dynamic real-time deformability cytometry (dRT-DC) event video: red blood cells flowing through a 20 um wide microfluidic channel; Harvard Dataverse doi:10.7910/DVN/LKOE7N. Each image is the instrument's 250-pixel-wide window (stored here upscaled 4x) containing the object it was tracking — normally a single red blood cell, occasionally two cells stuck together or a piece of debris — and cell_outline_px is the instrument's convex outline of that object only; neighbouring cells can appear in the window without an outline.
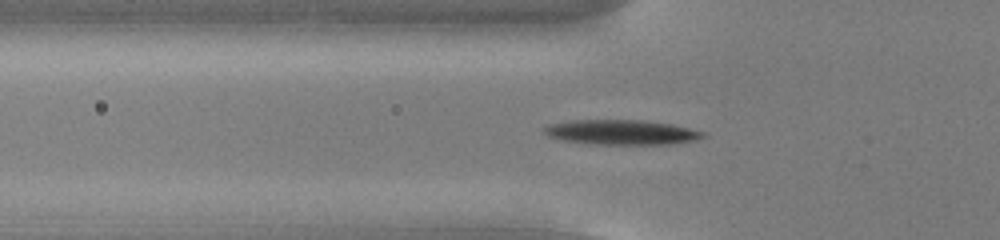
{"species": "common noctule bat (a hibernating species)", "species_latin": "Nyctalus noctula", "temperature_condition": "cold", "stored_images_in_passage": 41, "camera_frame_rate_fps": 3000, "um_per_image_px": 0.085, "animal": {"sex": "male", "body_mass_g": 13.0, "forearm_length_mm": 53.1}, "frame": {"image": 1, "passage_image": 5, "time_ms": 1.333, "image_size_px": [1000, 240], "cell_outline_px": [[708, 136], [696, 140], [672, 144], [592, 144], [560, 140], [548, 136], [540, 128], [548, 124], [572, 120], [644, 120], [672, 124], [704, 132]], "centroid_in_image_um": [52.8, 11.24], "position_along_channel_um": 73.0, "area_um2": 23.24}}
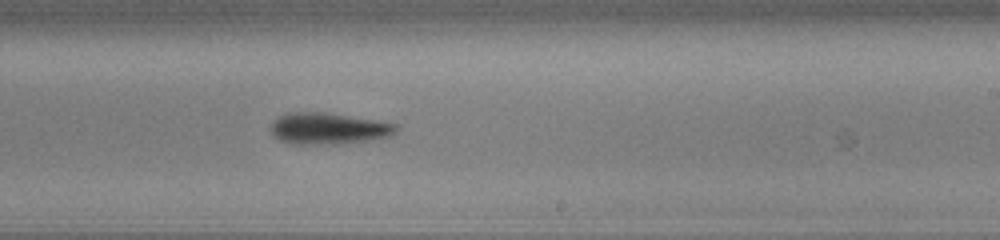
{"frame": {"image": 2, "passage_image": 20, "time_ms": 6.333, "image_size_px": [1000, 240], "cell_outline_px": [[396, 128], [388, 136], [372, 140], [336, 144], [292, 144], [280, 140], [272, 136], [268, 128], [272, 120], [288, 112], [324, 112], [376, 120], [396, 124]], "centroid_in_image_um": [27.8, 10.92], "position_along_channel_um": 261.2, "area_um2": 23.06}}
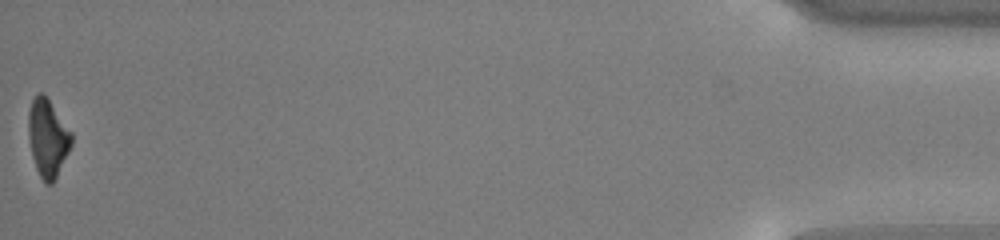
{"frame": {"image": 3, "passage_image": 41, "time_ms": 13.333, "image_size_px": [1000, 240], "cell_outline_px": [[72, 144], [52, 184], [44, 184], [36, 168], [32, 156], [28, 140], [28, 112], [32, 100], [40, 92], [44, 92], [72, 132]], "centroid_in_image_um": [4.04, 11.7], "position_along_channel_um": 431.2, "area_um2": 19.54}, "authors_computed_cell_mechanics": {"area_um2": 22.3686, "velocity_mm_per_s": 3.7709, "shape_relaxation_time_tau1_ms": 1.9202, "shape_relaxation_time_tau2_ms": null, "deformation_change_tau1": 0.1431, "deformation_change_tau2": null}}